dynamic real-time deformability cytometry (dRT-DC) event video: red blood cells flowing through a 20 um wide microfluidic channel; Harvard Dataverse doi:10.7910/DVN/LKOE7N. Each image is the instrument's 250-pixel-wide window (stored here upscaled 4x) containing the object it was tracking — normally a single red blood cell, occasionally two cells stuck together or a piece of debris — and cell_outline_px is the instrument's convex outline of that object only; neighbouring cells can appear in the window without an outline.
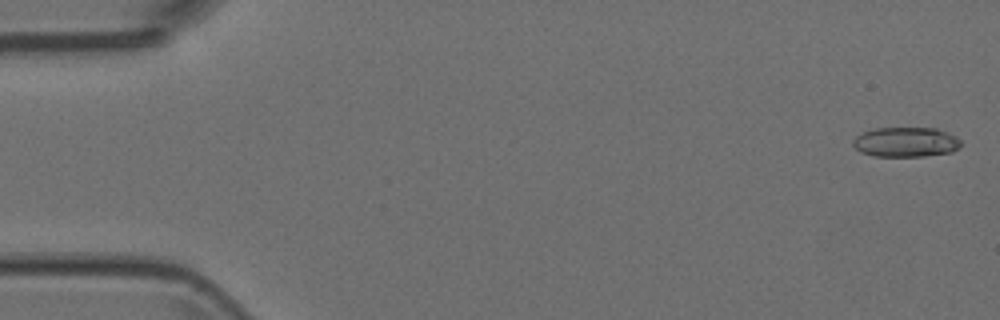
{"species": "Egyptian fruit bat (a non-hibernating species)", "species_latin": "Rousettus aegyptiacus", "temperature_condition": "room temperature", "stored_images_in_passage": 5, "camera_frame_rate_fps": 3000, "um_per_image_px": 0.085, "animal": {"sex": "female"}, "frame": {"image": 1, "passage_image": 1, "time_ms": 0.0, "image_size_px": [1000, 320], "cell_outline_px": [[960, 144], [952, 152], [924, 156], [872, 156], [860, 152], [852, 144], [852, 140], [856, 136], [864, 132], [876, 128], [936, 128], [948, 132], [956, 136], [960, 140]], "centroid_in_image_um": [76.98, 12.07], "position_along_channel_um": 8.0, "area_um2": 18.73}}
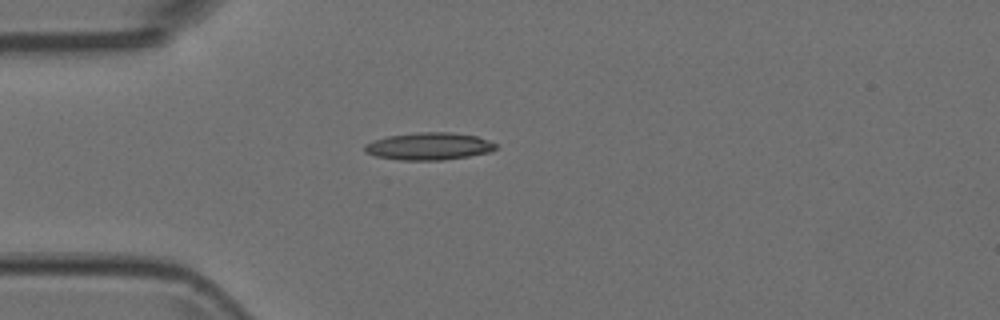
{"frame": {"image": 2, "passage_image": 4, "time_ms": 1.0, "image_size_px": [1000, 320], "cell_outline_px": [[496, 148], [492, 152], [444, 160], [400, 160], [376, 156], [364, 152], [364, 144], [372, 140], [388, 136], [416, 132], [452, 132], [476, 136], [488, 140], [496, 144]], "centroid_in_image_um": [36.44, 12.43], "position_along_channel_um": 48.6, "area_um2": 21.04}}